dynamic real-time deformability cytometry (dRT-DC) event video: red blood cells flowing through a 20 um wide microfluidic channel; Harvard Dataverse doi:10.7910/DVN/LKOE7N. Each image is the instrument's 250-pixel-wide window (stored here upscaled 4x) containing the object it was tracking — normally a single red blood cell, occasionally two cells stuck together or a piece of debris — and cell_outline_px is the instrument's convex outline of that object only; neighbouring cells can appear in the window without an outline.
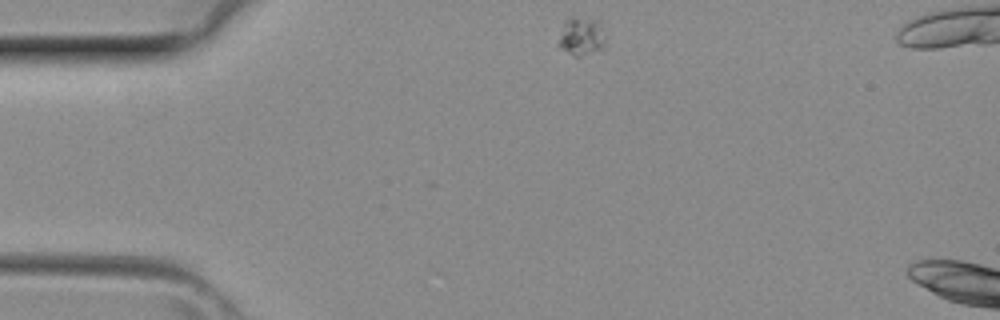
{"species": "common noctule bat (a hibernating species)", "species_latin": "Nyctalus noctula", "temperature_condition": "room temperature", "stored_images_in_passage": 26, "camera_frame_rate_fps": 3000, "um_per_image_px": 0.085, "animal": {"sex": "female", "body_mass_g": 29.2, "forearm_length_mm": 56.3}, "frame": {"image": 1, "passage_image": 1, "time_ms": 0.0, "image_size_px": [1000, 320], "cell_outline_px": [[604, 44], [600, 48], [580, 56], [576, 56], [560, 48], [556, 44], [564, 20], [568, 16], [572, 16], [596, 20], [604, 28]], "centroid_in_image_um": [49.36, 3.04], "position_along_channel_um": 35.6, "area_um2": 10.46}}
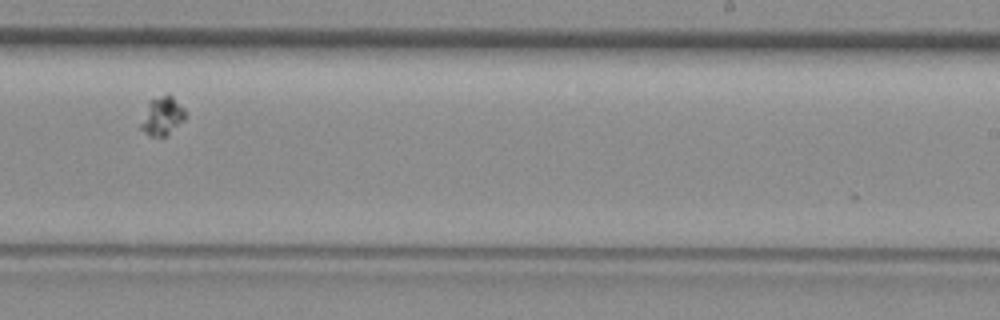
{"frame": {"image": 2, "passage_image": 18, "time_ms": 5.667, "image_size_px": [1000, 320], "cell_outline_px": [[188, 116], [168, 136], [148, 136], [140, 128], [140, 124], [148, 100], [168, 92], [184, 108]], "centroid_in_image_um": [13.8, 9.85], "position_along_channel_um": 275.2, "area_um2": 10.35}}
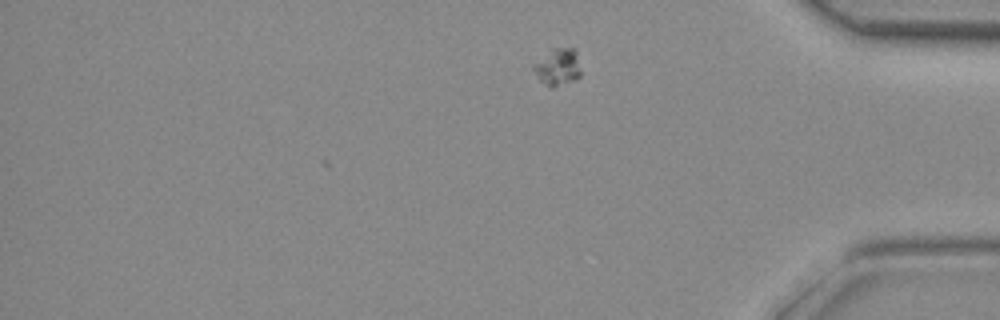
{"frame": {"image": 3, "passage_image": 26, "time_ms": 8.333, "image_size_px": [1000, 320], "cell_outline_px": [[580, 76], [576, 80], [552, 88], [548, 88], [540, 80], [532, 68], [532, 64], [552, 48], [576, 48], [580, 72]], "centroid_in_image_um": [47.4, 5.7], "position_along_channel_um": 387.8, "area_um2": 10.35}}